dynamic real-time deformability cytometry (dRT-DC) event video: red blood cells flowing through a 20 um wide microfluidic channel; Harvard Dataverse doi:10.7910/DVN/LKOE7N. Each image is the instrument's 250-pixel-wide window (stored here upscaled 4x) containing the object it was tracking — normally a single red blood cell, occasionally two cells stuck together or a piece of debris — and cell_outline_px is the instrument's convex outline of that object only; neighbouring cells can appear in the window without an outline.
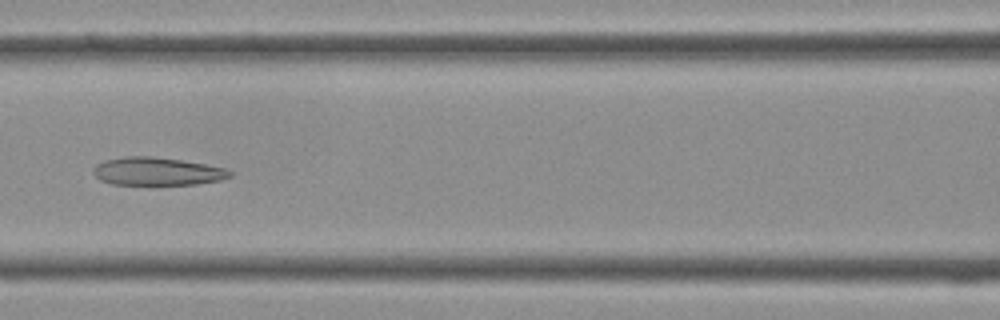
{"species": "Egyptian fruit bat (a non-hibernating species)", "species_latin": "Rousettus aegyptiacus", "temperature_condition": "cold", "stored_images_in_passage": 37, "camera_frame_rate_fps": 3000, "um_per_image_px": 0.085, "frame": {"image": 1, "passage_image": 14, "time_ms": 4.333, "image_size_px": [1000, 320], "cell_outline_px": [[232, 176], [220, 180], [196, 184], [112, 184], [100, 180], [92, 172], [92, 168], [96, 164], [104, 160], [124, 156], [152, 156], [180, 160], [204, 164], [224, 168], [232, 172]], "centroid_in_image_um": [13.31, 14.56], "position_along_channel_um": 153.3, "area_um2": 22.2}}
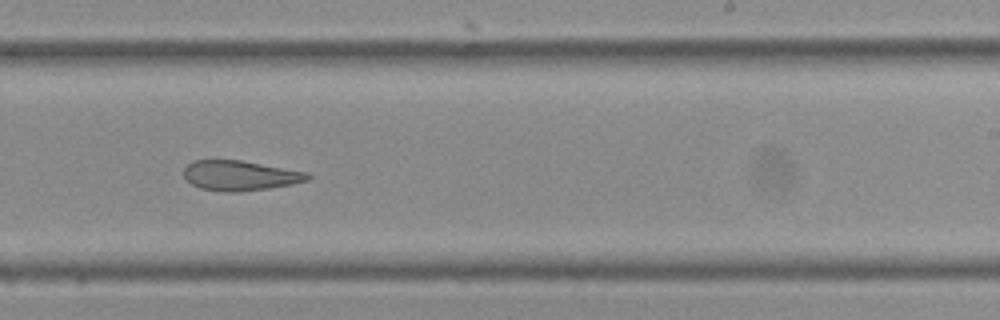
{"frame": {"image": 2, "passage_image": 21, "time_ms": 6.667, "image_size_px": [1000, 320], "cell_outline_px": [[312, 176], [308, 180], [292, 184], [268, 188], [236, 192], [224, 192], [200, 188], [192, 184], [184, 176], [184, 168], [192, 160], [240, 160], [308, 172]], "centroid_in_image_um": [20.4, 14.92], "position_along_channel_um": 268.6, "area_um2": 21.56}}
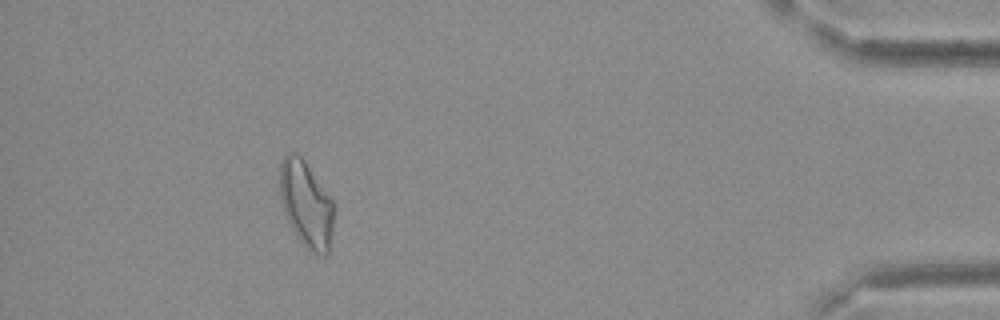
{"frame": {"image": 3, "passage_image": 33, "time_ms": 10.667, "image_size_px": [1000, 320], "cell_outline_px": [[332, 228], [328, 252], [324, 256], [308, 248], [300, 240], [284, 216], [280, 196], [280, 164], [284, 156], [288, 152], [296, 152], [304, 160], [332, 200]], "centroid_in_image_um": [25.98, 17.31], "position_along_channel_um": 409.2, "area_um2": 26.53}}